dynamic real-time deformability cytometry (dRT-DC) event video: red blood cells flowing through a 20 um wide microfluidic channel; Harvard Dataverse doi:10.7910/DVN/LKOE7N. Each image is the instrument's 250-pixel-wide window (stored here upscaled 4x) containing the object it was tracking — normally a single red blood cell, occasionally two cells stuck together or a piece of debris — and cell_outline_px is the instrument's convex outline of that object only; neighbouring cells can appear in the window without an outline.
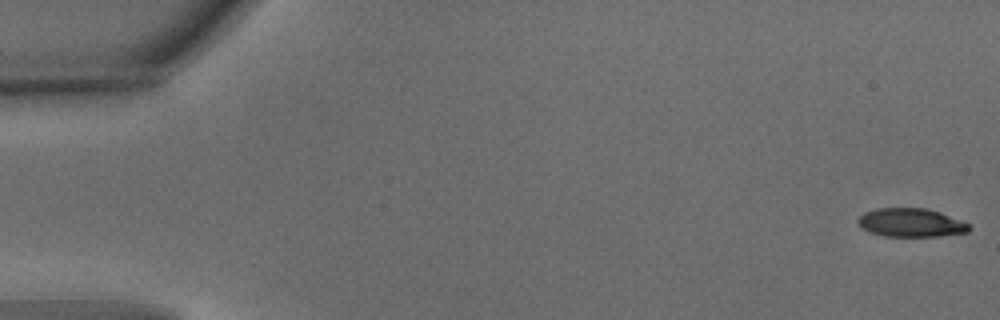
{"species": "common noctule bat (a hibernating species)", "species_latin": "Nyctalus noctula", "temperature_condition": "warm", "stored_images_in_passage": 53, "camera_frame_rate_fps": 3000, "um_per_image_px": 0.085, "animal": {"sex": "male", "body_mass_g": 15.6}, "frame": {"image": 1, "passage_image": 1, "time_ms": 0.0, "image_size_px": [1000, 320], "cell_outline_px": [[972, 228], [968, 232], [940, 236], [884, 236], [868, 232], [860, 228], [856, 220], [864, 212], [876, 208], [924, 208], [940, 212], [960, 220], [968, 224]], "centroid_in_image_um": [77.39, 18.93], "position_along_channel_um": 7.6, "area_um2": 18.61}}
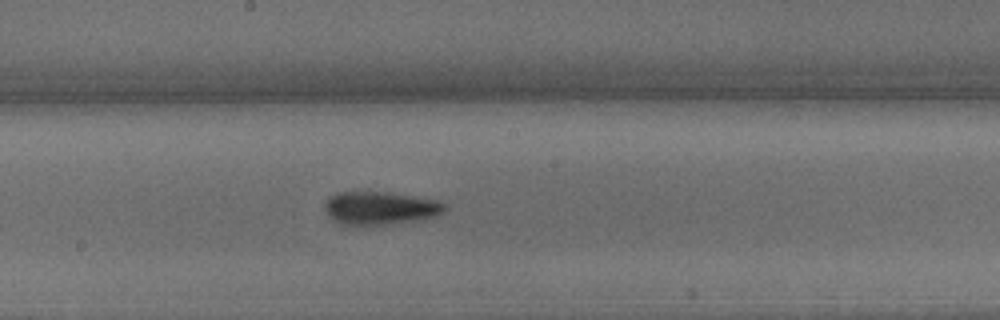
{"frame": {"image": 2, "passage_image": 29, "time_ms": 9.333, "image_size_px": [1000, 320], "cell_outline_px": [[448, 208], [444, 212], [436, 216], [412, 220], [384, 224], [344, 228], [332, 220], [328, 216], [324, 208], [324, 204], [332, 196], [340, 192], [384, 192], [412, 196], [436, 200], [444, 204]], "centroid_in_image_um": [32.23, 17.72], "position_along_channel_um": 216.0, "area_um2": 23.29}}
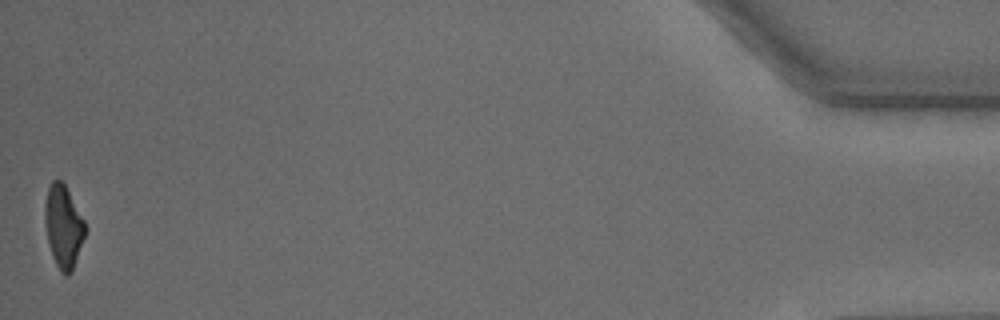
{"frame": {"image": 3, "passage_image": 53, "time_ms": 17.333, "image_size_px": [1000, 320], "cell_outline_px": [[88, 228], [72, 272], [68, 276], [64, 276], [60, 272], [52, 256], [48, 244], [44, 220], [44, 208], [48, 188], [52, 180], [60, 180], [64, 184], [84, 220]], "centroid_in_image_um": [5.39, 19.3], "position_along_channel_um": 429.8, "area_um2": 19.54}, "authors_computed_cell_mechanics": {"area_um2": 20.9814, "velocity_mm_per_s": 3.835, "shape_relaxation_time_tau1_ms": 3.3137, "shape_relaxation_time_tau2_ms": 2.3073, "deformation_change_tau1": 0.1718, "deformation_change_tau2": 0.1009}}